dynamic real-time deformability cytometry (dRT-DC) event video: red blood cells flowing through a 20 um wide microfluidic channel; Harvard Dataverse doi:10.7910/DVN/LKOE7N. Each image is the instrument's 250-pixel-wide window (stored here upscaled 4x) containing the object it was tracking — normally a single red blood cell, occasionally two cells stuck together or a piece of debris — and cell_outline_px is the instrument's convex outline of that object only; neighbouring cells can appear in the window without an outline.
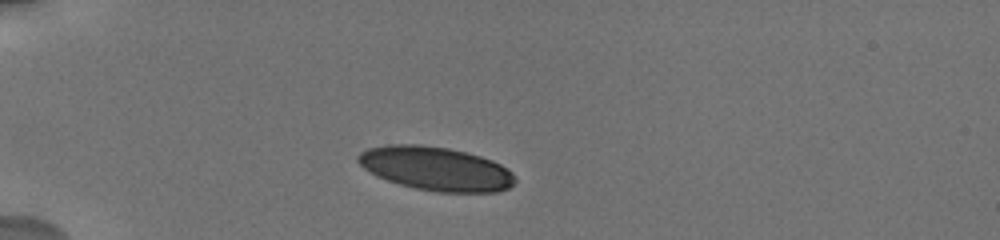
{"species": "human", "species_latin": "Homo sapiens", "temperature_condition": "cold", "stored_images_in_passage": 3, "camera_frame_rate_fps": 3000, "um_per_image_px": 0.085, "donor": {"sex": "male"}, "frame": {"image": 1, "passage_image": 1, "time_ms": 0.0, "image_size_px": [1000, 240], "cell_outline_px": [[516, 180], [508, 188], [496, 192], [436, 192], [416, 188], [400, 184], [376, 176], [364, 168], [356, 160], [356, 156], [360, 152], [368, 148], [388, 144], [420, 144], [448, 148], [468, 152], [492, 160], [500, 164], [512, 172]], "centroid_in_image_um": [37.03, 14.32], "position_along_channel_um": 48.0, "area_um2": 40.11}}
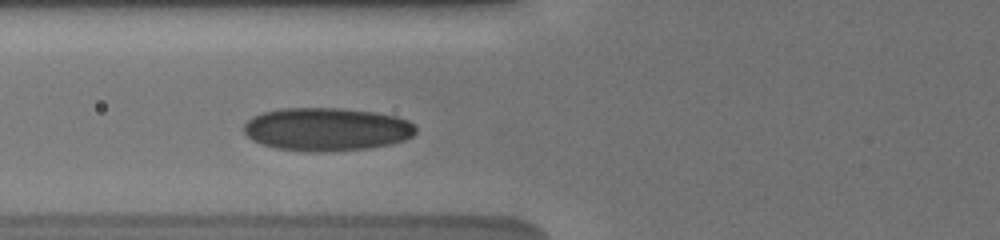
{"frame": {"image": 2, "passage_image": 3, "time_ms": 2.333, "image_size_px": [1000, 240], "cell_outline_px": [[416, 132], [412, 136], [404, 140], [392, 144], [368, 148], [324, 152], [312, 152], [276, 148], [252, 140], [244, 132], [244, 124], [252, 116], [264, 112], [280, 108], [340, 108], [376, 112], [396, 116], [408, 120], [416, 124]], "centroid_in_image_um": [27.8, 10.98], "position_along_channel_um": 98.0, "area_um2": 43.47}}